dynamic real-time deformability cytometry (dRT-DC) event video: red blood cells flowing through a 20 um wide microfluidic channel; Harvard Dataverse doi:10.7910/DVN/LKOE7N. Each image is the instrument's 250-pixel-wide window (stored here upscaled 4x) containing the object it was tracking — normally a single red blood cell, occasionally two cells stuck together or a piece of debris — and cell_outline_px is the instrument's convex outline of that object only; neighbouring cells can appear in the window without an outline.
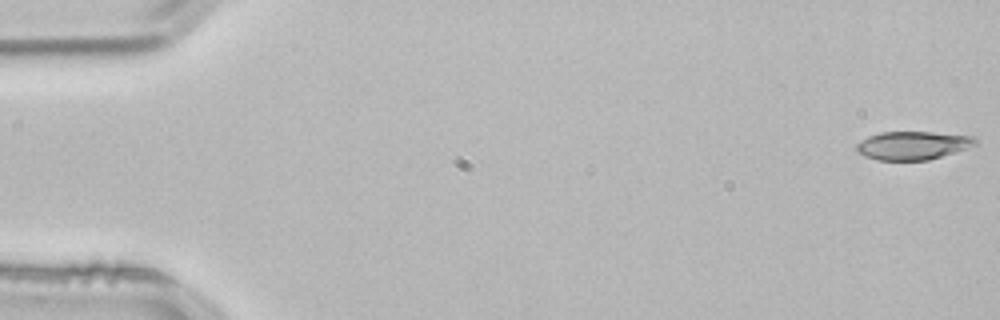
{"species": "common noctule bat (a hibernating species)", "species_latin": "Nyctalus noctula", "temperature_condition": "room temperature", "stored_images_in_passage": 53, "camera_frame_rate_fps": 3000, "um_per_image_px": 0.085, "animal": {"sex": "male", "body_mass_g": 21.5, "forearm_length_mm": 52.0}, "frame": {"image": 1, "passage_image": 1, "time_ms": 0.0, "image_size_px": [1000, 320], "cell_outline_px": [[976, 144], [928, 160], [876, 160], [864, 156], [856, 152], [856, 144], [860, 140], [868, 136], [880, 132], [932, 132], [976, 136]], "centroid_in_image_um": [77.51, 12.35], "position_along_channel_um": 7.5, "area_um2": 19.54}}
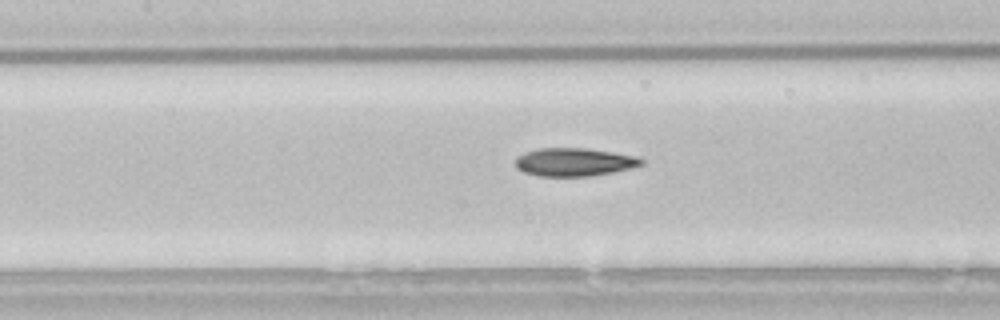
{"frame": {"image": 2, "passage_image": 24, "time_ms": 7.667, "image_size_px": [1000, 320], "cell_outline_px": [[644, 164], [612, 172], [592, 176], [536, 176], [524, 172], [516, 168], [516, 156], [524, 152], [540, 148], [588, 148], [636, 156], [644, 160]], "centroid_in_image_um": [48.77, 13.77], "position_along_channel_um": 158.6, "area_um2": 20.69}}
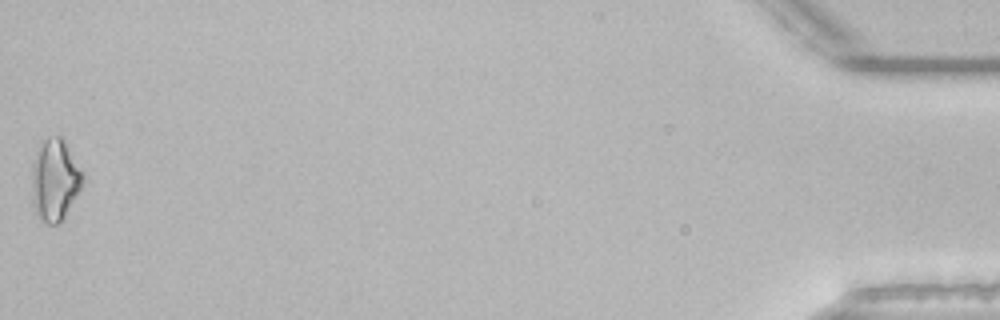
{"frame": {"image": 3, "passage_image": 53, "time_ms": 17.333, "image_size_px": [1000, 320], "cell_outline_px": [[84, 180], [80, 188], [64, 216], [56, 224], [48, 224], [40, 220], [32, 204], [32, 164], [36, 152], [44, 140], [48, 136], [64, 136], [84, 176]], "centroid_in_image_um": [4.65, 15.25], "position_along_channel_um": 430.6, "area_um2": 24.16}, "authors_computed_cell_mechanics": {"area_um2": 20.23, "velocity_mm_per_s": 3.8478, "shape_relaxation_time_tau1_ms": 8.0931, "shape_relaxation_time_tau2_ms": 3.8013, "deformation_change_tau1": 0.1892, "deformation_change_tau2": 0.1276}}